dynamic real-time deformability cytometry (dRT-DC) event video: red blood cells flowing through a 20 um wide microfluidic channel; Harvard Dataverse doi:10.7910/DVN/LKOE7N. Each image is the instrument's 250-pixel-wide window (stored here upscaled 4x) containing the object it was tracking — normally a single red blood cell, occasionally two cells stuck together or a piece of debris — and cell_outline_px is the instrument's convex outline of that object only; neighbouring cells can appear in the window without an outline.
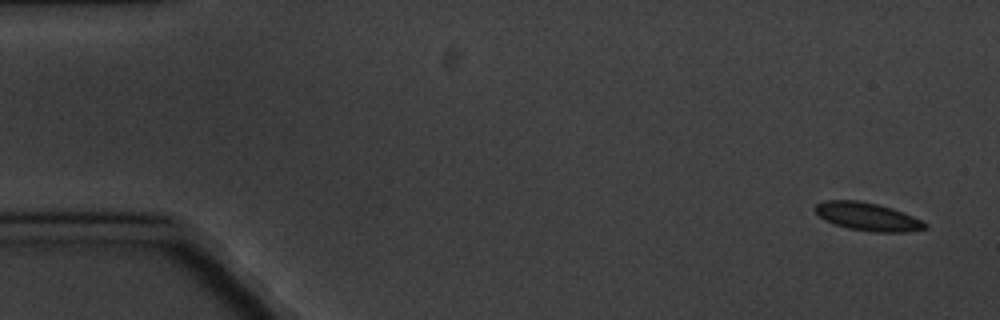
{"species": "common noctule bat (a hibernating species)", "species_latin": "Nyctalus noctula", "temperature_condition": "cold", "stored_images_in_passage": 6, "camera_frame_rate_fps": 3000, "um_per_image_px": 0.085, "animal": {"sex": "male", "body_mass_g": 20.1, "forearm_length_mm": 53.5}, "frame": {"image": 1, "passage_image": 1, "time_ms": 0.0, "image_size_px": [1000, 320], "cell_outline_px": [[928, 228], [908, 232], [872, 232], [848, 228], [824, 220], [816, 212], [816, 204], [824, 200], [856, 200], [876, 204], [892, 208], [912, 216], [928, 224]], "centroid_in_image_um": [73.76, 18.42], "position_along_channel_um": 11.2, "area_um2": 17.8}}
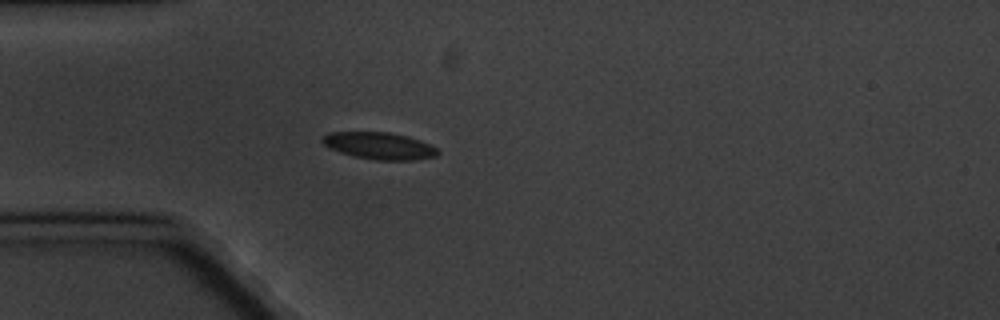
{"frame": {"image": 2, "passage_image": 5, "time_ms": 4.667, "image_size_px": [1000, 320], "cell_outline_px": [[440, 152], [436, 156], [416, 160], [376, 160], [352, 156], [328, 148], [320, 140], [320, 136], [328, 132], [388, 132], [408, 136], [420, 140], [436, 148]], "centroid_in_image_um": [32.19, 12.39], "position_along_channel_um": 52.8, "area_um2": 18.32}}